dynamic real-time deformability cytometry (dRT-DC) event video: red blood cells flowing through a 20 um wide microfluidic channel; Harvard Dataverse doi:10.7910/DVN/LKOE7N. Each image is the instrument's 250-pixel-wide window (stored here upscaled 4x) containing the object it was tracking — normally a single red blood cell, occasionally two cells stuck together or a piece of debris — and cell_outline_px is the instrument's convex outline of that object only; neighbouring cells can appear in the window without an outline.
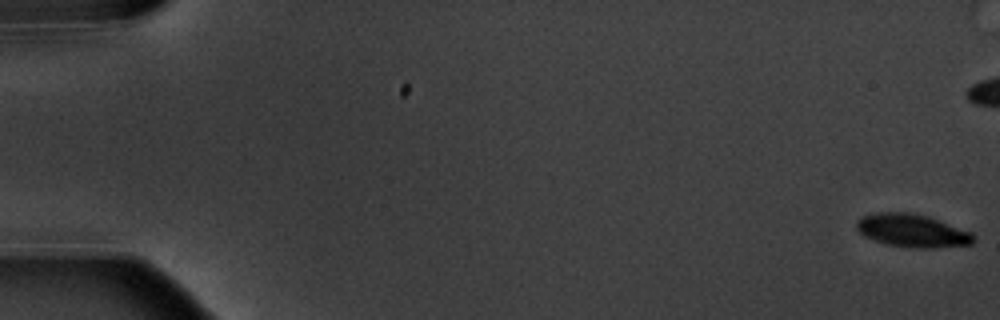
{"species": "common noctule bat (a hibernating species)", "species_latin": "Nyctalus noctula", "temperature_condition": "warm", "stored_images_in_passage": 5, "camera_frame_rate_fps": 3000, "um_per_image_px": 0.085, "animal": {"sex": "male", "body_mass_g": 20.1, "forearm_length_mm": 53.5}, "frame": {"image": 1, "passage_image": 1, "time_ms": 0.0, "image_size_px": [1000, 320], "cell_outline_px": [[976, 240], [972, 244], [936, 248], [912, 248], [888, 244], [864, 236], [856, 228], [856, 224], [864, 216], [876, 212], [908, 212], [928, 216], [972, 232], [976, 236]], "centroid_in_image_um": [77.6, 19.61], "position_along_channel_um": 7.4, "area_um2": 22.48}}